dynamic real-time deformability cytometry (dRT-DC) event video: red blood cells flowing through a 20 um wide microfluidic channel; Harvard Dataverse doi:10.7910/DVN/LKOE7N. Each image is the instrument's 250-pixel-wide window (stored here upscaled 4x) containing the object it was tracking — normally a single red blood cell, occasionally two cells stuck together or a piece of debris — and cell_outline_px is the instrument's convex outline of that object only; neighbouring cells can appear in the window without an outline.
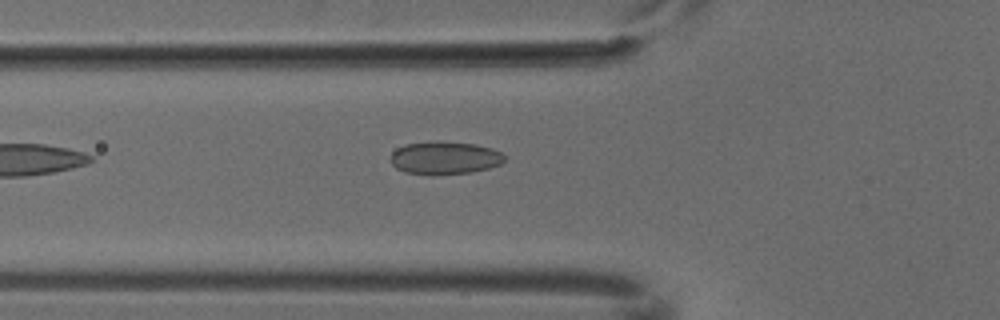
{"species": "common noctule bat (a hibernating species)", "species_latin": "Nyctalus noctula", "temperature_condition": "cold", "stored_images_in_passage": 4, "camera_frame_rate_fps": 3000, "um_per_image_px": 0.085, "animal": {"sex": "male", "body_mass_g": 18.8}, "frame": {"image": 1, "passage_image": 4, "time_ms": 1.0, "image_size_px": [1000, 320], "cell_outline_px": [[504, 160], [500, 164], [488, 168], [472, 172], [432, 176], [428, 176], [404, 172], [396, 168], [392, 164], [392, 152], [396, 148], [404, 144], [476, 144], [492, 148], [500, 152], [504, 156]], "centroid_in_image_um": [37.79, 13.49], "position_along_channel_um": 88.0, "area_um2": 21.21}}